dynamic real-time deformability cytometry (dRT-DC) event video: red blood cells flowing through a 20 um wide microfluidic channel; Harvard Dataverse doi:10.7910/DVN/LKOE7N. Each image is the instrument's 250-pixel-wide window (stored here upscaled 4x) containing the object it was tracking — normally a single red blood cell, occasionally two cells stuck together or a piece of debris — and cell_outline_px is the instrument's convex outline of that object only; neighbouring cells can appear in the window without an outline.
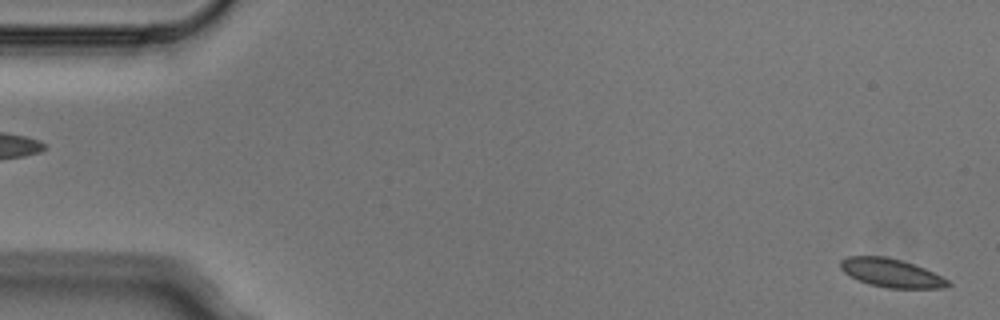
{"species": "Egyptian fruit bat (a non-hibernating species)", "species_latin": "Rousettus aegyptiacus", "temperature_condition": "cold", "stored_images_in_passage": 4, "segment_of_instrument_passage": [2, 2], "camera_frame_rate_fps": 3000, "um_per_image_px": 0.085, "animal": {"sex": "male"}, "frame": {"image": 1, "passage_image": 4, "time_ms": 1.0, "image_size_px": [1000, 320], "cell_outline_px": [[952, 284], [948, 288], [888, 288], [868, 284], [844, 272], [840, 268], [840, 260], [848, 256], [884, 256], [900, 260], [924, 268], [948, 280]], "centroid_in_image_um": [75.76, 23.2], "position_along_channel_um": 9.2, "area_um2": 17.69}}